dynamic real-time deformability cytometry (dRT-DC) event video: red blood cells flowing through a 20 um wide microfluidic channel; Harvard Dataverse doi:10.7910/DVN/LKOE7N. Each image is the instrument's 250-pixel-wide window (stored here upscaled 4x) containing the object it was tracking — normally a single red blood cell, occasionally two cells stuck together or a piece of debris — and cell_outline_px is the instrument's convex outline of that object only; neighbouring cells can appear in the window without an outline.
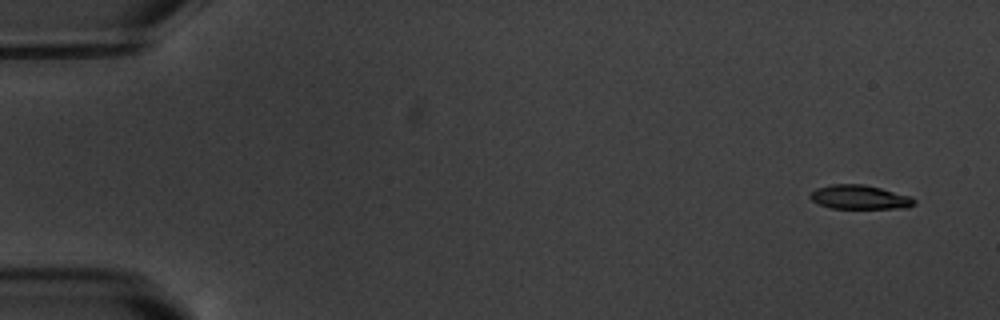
{"species": "common noctule bat (a hibernating species)", "species_latin": "Nyctalus noctula", "temperature_condition": "warm", "stored_images_in_passage": 6, "segment_of_instrument_passage": [1, 2], "camera_frame_rate_fps": 3000, "um_per_image_px": 0.085, "animal": {"sex": "male", "body_mass_g": 20.1, "forearm_length_mm": 53.5}, "frame": {"image": 1, "passage_image": 1, "time_ms": 0.0, "image_size_px": [1000, 320], "cell_outline_px": [[916, 204], [908, 208], [828, 208], [812, 200], [808, 196], [816, 188], [832, 184], [864, 184], [880, 188], [908, 196], [916, 200]], "centroid_in_image_um": [73.06, 16.76], "position_along_channel_um": 11.9, "area_um2": 14.51}}